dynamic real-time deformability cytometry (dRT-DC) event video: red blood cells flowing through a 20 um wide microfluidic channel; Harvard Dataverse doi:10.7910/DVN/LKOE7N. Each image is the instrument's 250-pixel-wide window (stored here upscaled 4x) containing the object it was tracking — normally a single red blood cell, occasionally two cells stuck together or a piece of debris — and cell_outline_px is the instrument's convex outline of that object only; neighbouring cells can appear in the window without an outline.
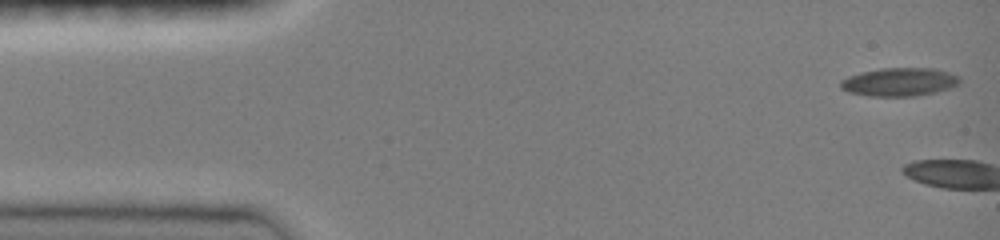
{"species": "common noctule bat (a hibernating species)", "species_latin": "Nyctalus noctula", "temperature_condition": "room temperature", "stored_images_in_passage": 3, "camera_frame_rate_fps": 3000, "um_per_image_px": 0.085, "animal": {"sex": "female", "body_mass_g": 19.0, "forearm_length_mm": 51.5}, "frame": {"image": 1, "passage_image": 1, "time_ms": 0.0, "image_size_px": [1000, 240], "cell_outline_px": [[960, 84], [936, 92], [912, 96], [868, 96], [848, 92], [840, 88], [840, 80], [848, 76], [860, 72], [880, 68], [936, 68], [960, 76]], "centroid_in_image_um": [76.43, 6.96], "position_along_channel_um": 8.6, "area_um2": 19.83}}